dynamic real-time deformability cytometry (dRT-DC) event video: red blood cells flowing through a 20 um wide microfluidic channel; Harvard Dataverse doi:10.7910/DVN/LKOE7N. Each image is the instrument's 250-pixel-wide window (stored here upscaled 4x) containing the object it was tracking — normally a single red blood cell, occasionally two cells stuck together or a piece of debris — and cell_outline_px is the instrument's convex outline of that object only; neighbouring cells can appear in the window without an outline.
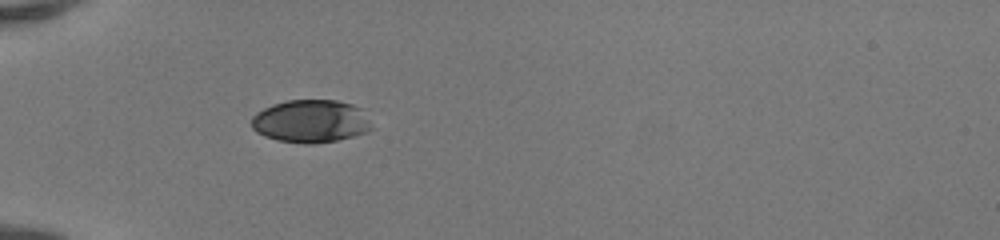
{"species": "human", "species_latin": "Homo sapiens", "temperature_condition": "room temperature", "stored_images_in_passage": 34, "camera_frame_rate_fps": 3000, "um_per_image_px": 0.085, "donor": {"sex": "female"}, "frame": {"image": 1, "passage_image": 1, "time_ms": 0.0, "image_size_px": [1000, 240], "cell_outline_px": [[372, 128], [368, 132], [336, 140], [312, 144], [308, 144], [276, 140], [264, 136], [256, 132], [252, 128], [252, 116], [256, 112], [272, 104], [288, 100], [336, 100], [352, 104], [360, 108], [368, 120]], "centroid_in_image_um": [26.38, 10.3], "position_along_channel_um": 58.6, "area_um2": 29.94}}
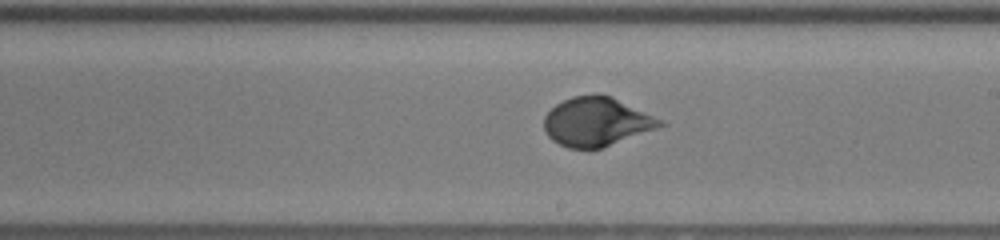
{"frame": {"image": 2, "passage_image": 15, "time_ms": 4.667, "image_size_px": [1000, 240], "cell_outline_px": [[668, 124], [600, 148], [568, 148], [552, 140], [544, 132], [544, 116], [556, 104], [572, 96], [612, 96], [664, 120]], "centroid_in_image_um": [50.71, 10.35], "position_along_channel_um": 238.3, "area_um2": 32.6}}
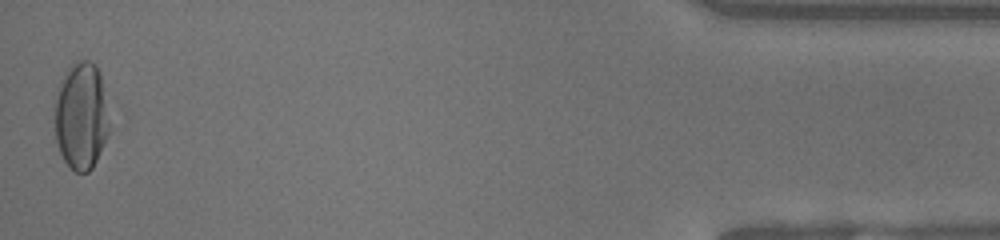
{"frame": {"image": 3, "passage_image": 34, "time_ms": 11.0, "image_size_px": [1000, 240], "cell_outline_px": [[108, 136], [92, 168], [88, 172], [76, 172], [64, 160], [60, 152], [56, 140], [56, 100], [60, 80], [64, 72], [76, 60], [88, 60], [96, 64], [100, 76], [108, 124]], "centroid_in_image_um": [6.88, 9.85], "position_along_channel_um": 428.3, "area_um2": 33.41}, "authors_computed_cell_mechanics": {"area_um2": 32.1079, "velocity_mm_per_s": 4.1474, "shape_relaxation_time_tau1_ms": 4.4492, "shape_relaxation_time_tau2_ms": null, "deformation_change_tau1": 0.1854, "deformation_change_tau2": null}}